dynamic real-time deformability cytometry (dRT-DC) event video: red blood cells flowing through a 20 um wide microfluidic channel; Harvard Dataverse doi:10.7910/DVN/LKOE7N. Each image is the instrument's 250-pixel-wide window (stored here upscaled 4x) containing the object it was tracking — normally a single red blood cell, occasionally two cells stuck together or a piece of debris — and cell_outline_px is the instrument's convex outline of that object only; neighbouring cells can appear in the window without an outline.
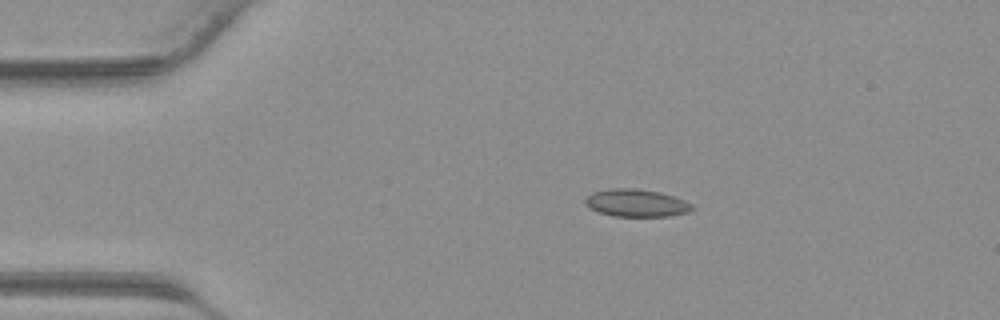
{"species": "common noctule bat (a hibernating species)", "species_latin": "Nyctalus noctula", "temperature_condition": "warm", "stored_images_in_passage": 34, "camera_frame_rate_fps": 3000, "um_per_image_px": 0.085, "animal": {"sex": "male", "body_mass_g": 23.1, "forearm_length_mm": 52.7}, "frame": {"image": 1, "passage_image": 1, "time_ms": 0.0, "image_size_px": [1000, 320], "cell_outline_px": [[696, 208], [688, 212], [672, 216], [612, 216], [588, 208], [584, 204], [584, 200], [592, 192], [608, 188], [636, 188], [660, 192], [684, 200], [692, 204]], "centroid_in_image_um": [54.08, 17.25], "position_along_channel_um": 30.9, "area_um2": 17.34}}
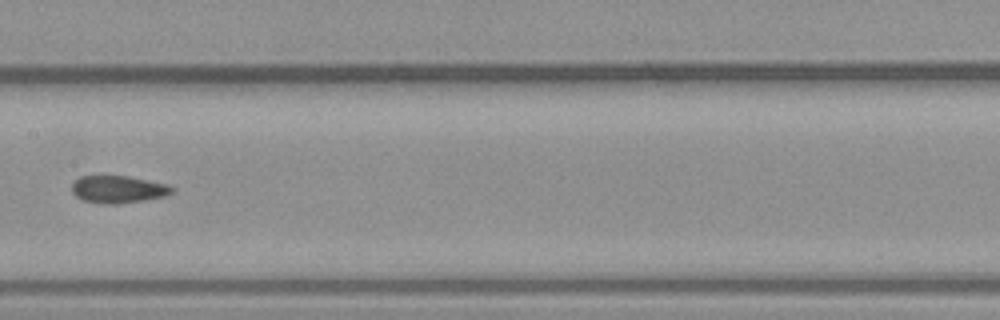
{"frame": {"image": 2, "passage_image": 14, "time_ms": 4.333, "image_size_px": [1000, 320], "cell_outline_px": [[172, 192], [168, 196], [144, 200], [116, 204], [108, 204], [84, 200], [76, 196], [72, 192], [72, 184], [80, 176], [128, 176], [168, 184], [172, 188]], "centroid_in_image_um": [10.06, 16.09], "position_along_channel_um": 197.3, "area_um2": 15.84}}
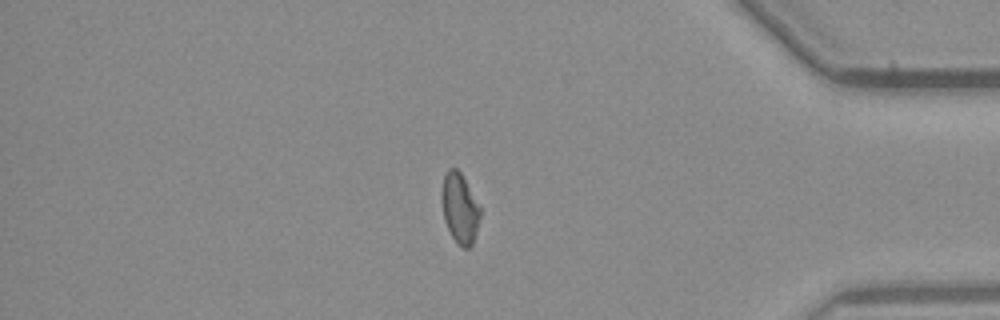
{"frame": {"image": 3, "passage_image": 28, "time_ms": 9.0, "image_size_px": [1000, 320], "cell_outline_px": [[480, 216], [472, 244], [468, 248], [464, 248], [456, 244], [444, 220], [440, 200], [440, 196], [444, 176], [448, 168], [456, 168], [460, 172], [480, 208]], "centroid_in_image_um": [39.04, 17.71], "position_along_channel_um": 396.2, "area_um2": 15.55}}